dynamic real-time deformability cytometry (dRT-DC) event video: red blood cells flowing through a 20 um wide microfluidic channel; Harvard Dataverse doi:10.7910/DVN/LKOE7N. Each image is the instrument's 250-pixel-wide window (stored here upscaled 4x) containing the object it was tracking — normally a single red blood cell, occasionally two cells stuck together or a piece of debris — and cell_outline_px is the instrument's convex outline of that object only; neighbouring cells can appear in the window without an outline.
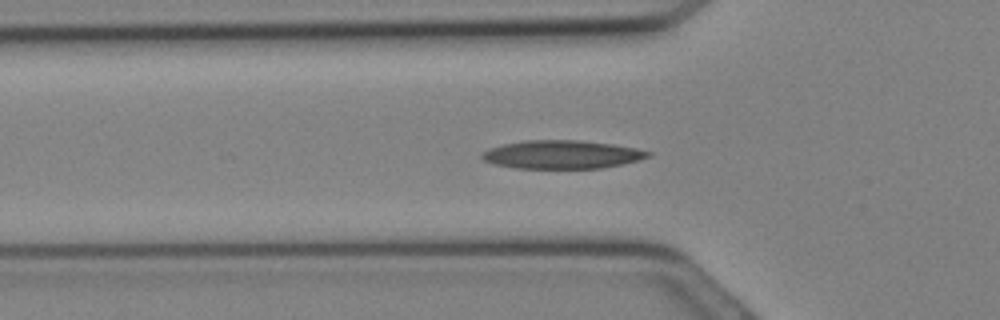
{"species": "Egyptian fruit bat (a non-hibernating species)", "species_latin": "Rousettus aegyptiacus", "temperature_condition": "cold", "stored_images_in_passage": 8, "camera_frame_rate_fps": 3000, "um_per_image_px": 0.085, "animal": {"sex": "female"}, "frame": {"image": 1, "passage_image": 7, "time_ms": 2.0, "image_size_px": [1000, 320], "cell_outline_px": [[652, 156], [620, 164], [600, 168], [516, 168], [492, 164], [484, 160], [480, 156], [480, 152], [488, 148], [504, 144], [524, 140], [580, 140], [612, 144], [636, 148], [652, 152]], "centroid_in_image_um": [47.71, 13.13], "position_along_channel_um": 78.1, "area_um2": 27.46}}